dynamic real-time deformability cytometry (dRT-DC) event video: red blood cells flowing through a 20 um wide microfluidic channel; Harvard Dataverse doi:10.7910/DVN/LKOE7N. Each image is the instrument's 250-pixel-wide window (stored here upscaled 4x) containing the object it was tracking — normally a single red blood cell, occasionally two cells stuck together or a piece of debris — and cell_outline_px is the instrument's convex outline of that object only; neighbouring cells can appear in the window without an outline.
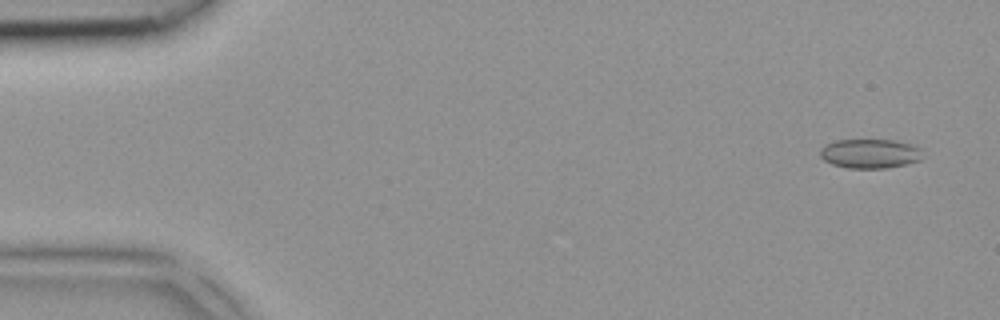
{"species": "common noctule bat (a hibernating species)", "species_latin": "Nyctalus noctula", "temperature_condition": "room temperature", "stored_images_in_passage": 3, "camera_frame_rate_fps": 3000, "um_per_image_px": 0.085, "animal": {"sex": "female", "body_mass_g": 18.4}, "frame": {"image": 1, "passage_image": 1, "time_ms": 0.0, "image_size_px": [1000, 320], "cell_outline_px": [[920, 160], [908, 164], [888, 168], [848, 168], [832, 164], [824, 160], [820, 156], [820, 148], [824, 144], [836, 140], [896, 140], [912, 144], [920, 148]], "centroid_in_image_um": [73.93, 13.05], "position_along_channel_um": 11.1, "area_um2": 17.63}}